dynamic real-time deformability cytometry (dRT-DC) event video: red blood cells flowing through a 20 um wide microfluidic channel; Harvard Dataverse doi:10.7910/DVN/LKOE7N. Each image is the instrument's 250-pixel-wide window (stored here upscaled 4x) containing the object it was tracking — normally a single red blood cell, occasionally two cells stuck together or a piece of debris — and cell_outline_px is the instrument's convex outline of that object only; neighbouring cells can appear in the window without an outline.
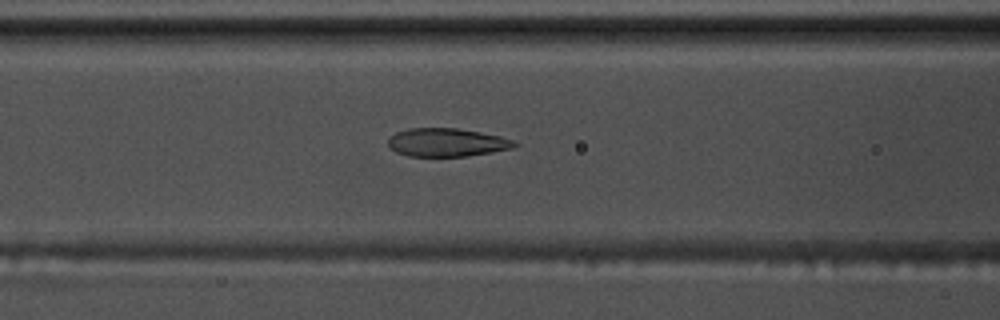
{"species": "common noctule bat (a hibernating species)", "species_latin": "Nyctalus noctula", "temperature_condition": "warm", "stored_images_in_passage": 20, "camera_frame_rate_fps": 3000, "um_per_image_px": 0.085, "animal": {"sex": "male", "body_mass_g": 17.5, "forearm_length_mm": 52.3}, "frame": {"image": 1, "passage_image": 4, "time_ms": 1.0, "image_size_px": [1000, 320], "cell_outline_px": [[520, 144], [516, 148], [468, 156], [408, 156], [396, 152], [388, 144], [388, 140], [396, 132], [408, 128], [456, 128], [480, 132], [500, 136], [512, 140]], "centroid_in_image_um": [38.02, 12.11], "position_along_channel_um": 128.6, "area_um2": 20.87}}
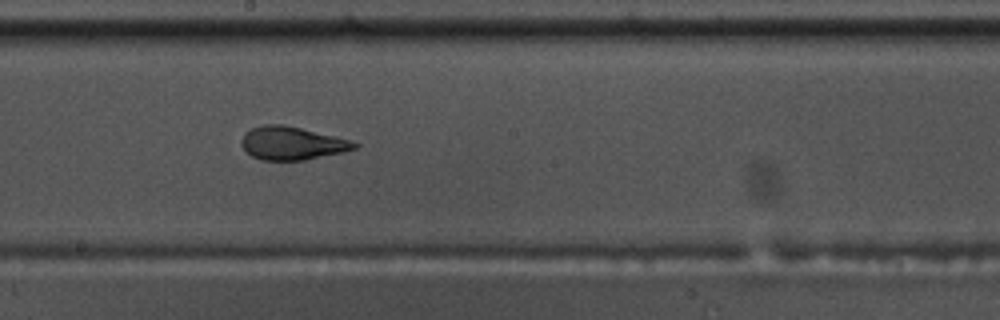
{"frame": {"image": 2, "passage_image": 12, "time_ms": 3.667, "image_size_px": [1000, 320], "cell_outline_px": [[360, 144], [356, 148], [340, 152], [304, 160], [260, 160], [252, 156], [240, 144], [240, 140], [244, 132], [252, 128], [264, 124], [284, 124], [348, 140]], "centroid_in_image_um": [24.74, 12.17], "position_along_channel_um": 223.5, "area_um2": 21.5}}
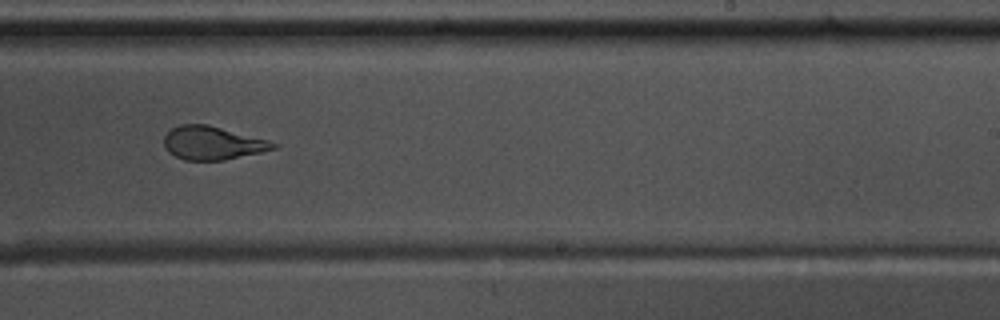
{"frame": {"image": 3, "passage_image": 16, "time_ms": 5.0, "image_size_px": [1000, 320], "cell_outline_px": [[280, 144], [276, 148], [260, 152], [224, 160], [184, 160], [168, 152], [164, 148], [164, 136], [172, 128], [180, 124], [208, 124], [268, 140]], "centroid_in_image_um": [18.05, 12.15], "position_along_channel_um": 271.0, "area_um2": 21.21}, "authors_computed_cell_mechanics": {"area_um2": 21.1259, "velocity_mm_per_s": 3.5628, "shape_relaxation_time_tau1_ms": 3.0622, "shape_relaxation_time_tau2_ms": 0.8048, "deformation_change_tau1": 0.1285, "deformation_change_tau2": 0.035}}